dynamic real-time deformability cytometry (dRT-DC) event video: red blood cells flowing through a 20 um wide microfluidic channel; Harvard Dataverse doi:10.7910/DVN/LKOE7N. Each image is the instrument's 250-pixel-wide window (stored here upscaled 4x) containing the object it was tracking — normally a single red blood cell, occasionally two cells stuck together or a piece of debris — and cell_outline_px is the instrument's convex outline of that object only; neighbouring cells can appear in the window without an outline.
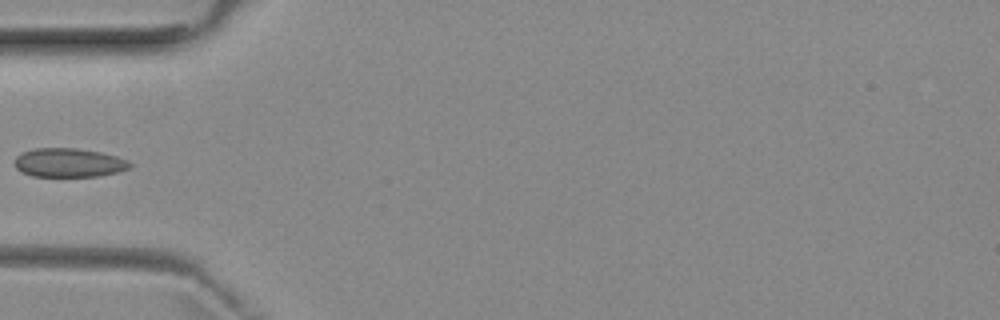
{"species": "common noctule bat (a hibernating species)", "species_latin": "Nyctalus noctula", "temperature_condition": "room temperature", "stored_images_in_passage": 3, "camera_frame_rate_fps": 3000, "um_per_image_px": 0.085, "animal": {"sex": "female", "body_mass_g": 29.2, "forearm_length_mm": 56.3}, "frame": {"image": 1, "passage_image": 3, "time_ms": 2.333, "image_size_px": [1000, 320], "cell_outline_px": [[132, 164], [128, 168], [116, 172], [100, 176], [32, 176], [20, 172], [16, 168], [16, 156], [32, 148], [76, 148], [100, 152], [116, 156], [128, 160]], "centroid_in_image_um": [5.84, 13.82], "position_along_channel_um": 79.2, "area_um2": 19.31}}